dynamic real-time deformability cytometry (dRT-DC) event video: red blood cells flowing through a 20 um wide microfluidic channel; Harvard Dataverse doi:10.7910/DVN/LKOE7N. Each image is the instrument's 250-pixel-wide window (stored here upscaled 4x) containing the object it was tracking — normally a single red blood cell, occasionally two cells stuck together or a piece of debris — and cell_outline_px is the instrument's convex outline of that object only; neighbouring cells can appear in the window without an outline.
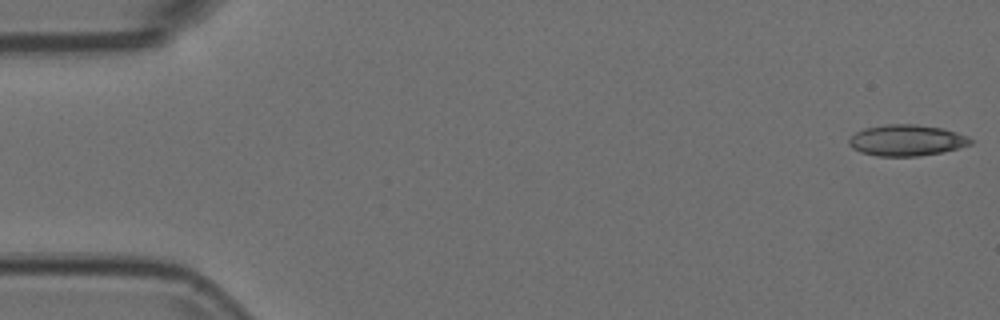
{"species": "Egyptian fruit bat (a non-hibernating species)", "species_latin": "Rousettus aegyptiacus", "temperature_condition": "room temperature", "stored_images_in_passage": 54, "camera_frame_rate_fps": 3000, "um_per_image_px": 0.085, "animal": {"sex": "female"}, "frame": {"image": 1, "passage_image": 1, "time_ms": 0.0, "image_size_px": [1000, 320], "cell_outline_px": [[976, 140], [972, 144], [940, 152], [920, 156], [876, 156], [860, 152], [852, 148], [848, 144], [848, 140], [856, 132], [864, 128], [884, 124], [916, 124], [944, 128], [968, 136]], "centroid_in_image_um": [77.07, 11.92], "position_along_channel_um": 7.9, "area_um2": 22.25}}
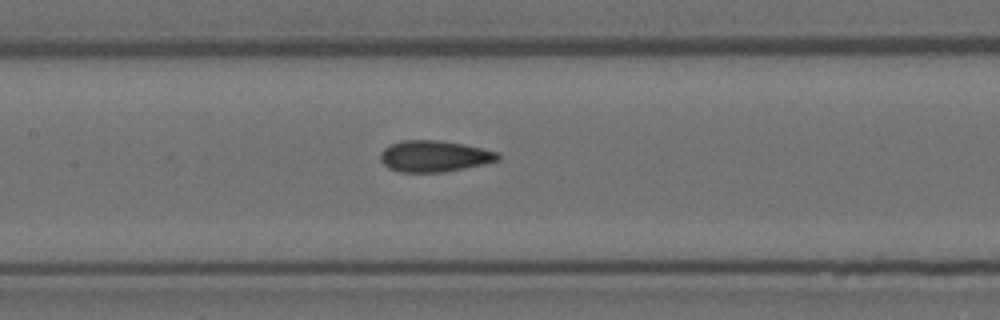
{"frame": {"image": 2, "passage_image": 25, "time_ms": 8.0, "image_size_px": [1000, 320], "cell_outline_px": [[500, 160], [484, 164], [444, 172], [400, 172], [388, 168], [380, 160], [380, 152], [384, 148], [392, 144], [404, 140], [436, 140], [464, 144], [500, 152]], "centroid_in_image_um": [36.93, 13.28], "position_along_channel_um": 170.5, "area_um2": 21.5}}
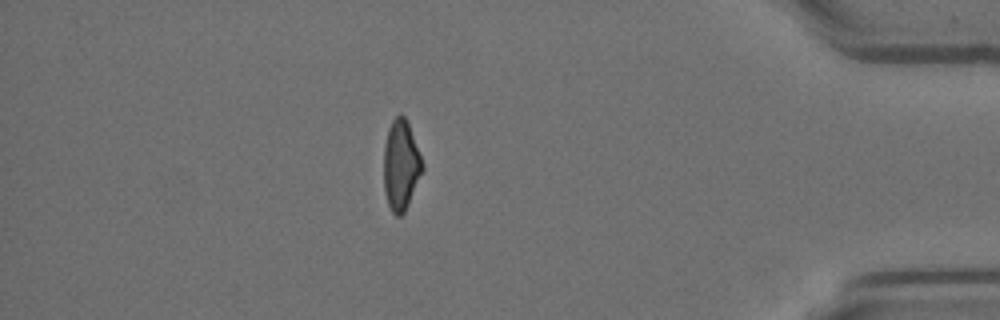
{"frame": {"image": 3, "passage_image": 47, "time_ms": 15.333, "image_size_px": [1000, 320], "cell_outline_px": [[424, 168], [408, 204], [404, 212], [400, 216], [396, 216], [392, 212], [388, 204], [384, 192], [384, 144], [388, 128], [392, 120], [400, 112], [404, 116], [408, 124], [420, 156]], "centroid_in_image_um": [34.05, 14.04], "position_along_channel_um": 401.1, "area_um2": 20.06}}